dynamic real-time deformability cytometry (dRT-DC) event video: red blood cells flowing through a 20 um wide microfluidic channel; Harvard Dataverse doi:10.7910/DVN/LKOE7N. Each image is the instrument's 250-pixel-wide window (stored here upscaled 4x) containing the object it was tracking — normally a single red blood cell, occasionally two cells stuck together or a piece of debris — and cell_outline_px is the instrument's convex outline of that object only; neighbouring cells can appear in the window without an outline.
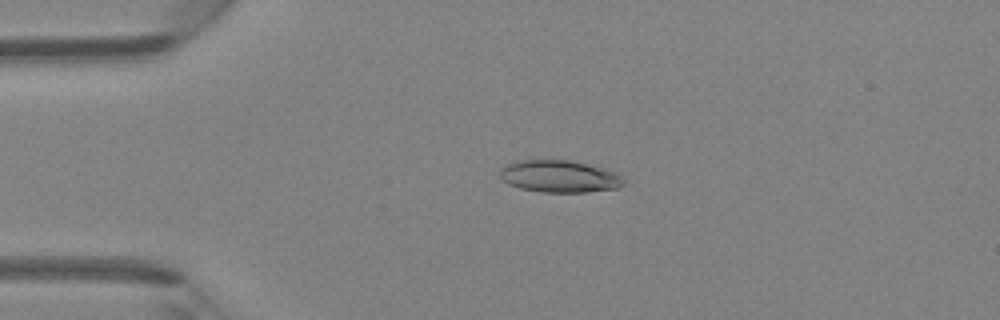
{"species": "Egyptian fruit bat (a non-hibernating species)", "species_latin": "Rousettus aegyptiacus", "temperature_condition": "room temperature", "stored_images_in_passage": 46, "camera_frame_rate_fps": 3000, "um_per_image_px": 0.085, "animal": {"sex": "female"}, "frame": {"image": 1, "passage_image": 11, "time_ms": 3.333, "image_size_px": [1000, 320], "cell_outline_px": [[624, 184], [620, 188], [588, 192], [540, 192], [520, 188], [508, 184], [500, 176], [500, 172], [508, 164], [516, 160], [568, 160], [604, 168], [620, 172], [624, 180]], "centroid_in_image_um": [47.62, 15.0], "position_along_channel_um": 37.4, "area_um2": 23.29}}
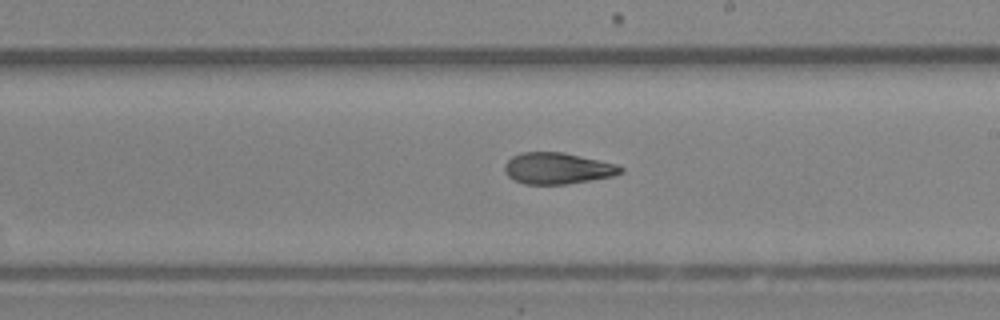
{"frame": {"image": 2, "passage_image": 27, "time_ms": 8.667, "image_size_px": [1000, 320], "cell_outline_px": [[624, 172], [612, 176], [592, 180], [564, 184], [524, 184], [508, 176], [504, 172], [504, 164], [512, 156], [520, 152], [564, 152], [616, 164], [624, 168]], "centroid_in_image_um": [47.38, 14.3], "position_along_channel_um": 241.6, "area_um2": 21.21}}
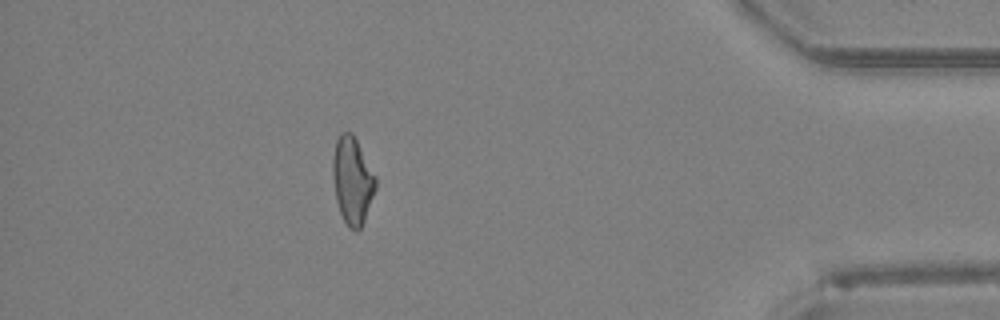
{"frame": {"image": 3, "passage_image": 41, "time_ms": 13.333, "image_size_px": [1000, 320], "cell_outline_px": [[376, 188], [364, 220], [360, 228], [356, 232], [348, 228], [340, 212], [336, 200], [332, 172], [332, 156], [336, 140], [340, 132], [352, 132], [376, 176]], "centroid_in_image_um": [29.94, 15.33], "position_along_channel_um": 405.3, "area_um2": 21.79}}